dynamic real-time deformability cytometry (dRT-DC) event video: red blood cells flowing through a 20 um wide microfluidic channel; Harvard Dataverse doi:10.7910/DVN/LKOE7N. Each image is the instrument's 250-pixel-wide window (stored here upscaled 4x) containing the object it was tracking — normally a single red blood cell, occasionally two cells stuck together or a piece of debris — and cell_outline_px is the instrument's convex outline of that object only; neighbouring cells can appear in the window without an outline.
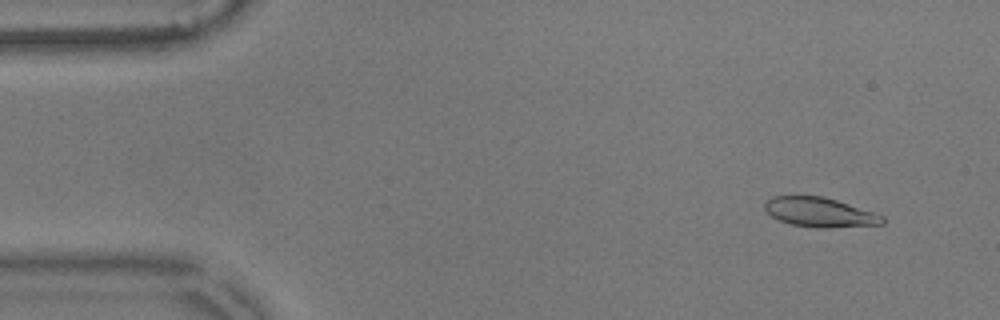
{"species": "common noctule bat (a hibernating species)", "species_latin": "Nyctalus noctula", "temperature_condition": "warm", "stored_images_in_passage": 56, "camera_frame_rate_fps": 3000, "um_per_image_px": 0.085, "animal": {"sex": "male", "body_mass_g": 17.9}, "frame": {"image": 1, "passage_image": 5, "time_ms": 1.333, "image_size_px": [1000, 320], "cell_outline_px": [[884, 224], [828, 228], [816, 228], [792, 224], [780, 220], [772, 216], [764, 208], [764, 204], [772, 196], [824, 196], [884, 216]], "centroid_in_image_um": [69.68, 18.05], "position_along_channel_um": 15.3, "area_um2": 20.0}}
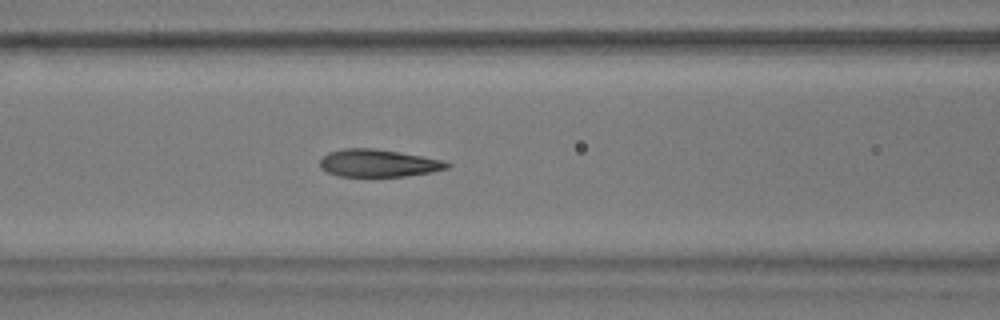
{"frame": {"image": 2, "passage_image": 23, "time_ms": 7.333, "image_size_px": [1000, 320], "cell_outline_px": [[452, 164], [448, 168], [428, 172], [404, 176], [336, 176], [320, 168], [320, 160], [328, 152], [344, 148], [372, 148], [400, 152], [444, 160]], "centroid_in_image_um": [32.14, 13.86], "position_along_channel_um": 134.5, "area_um2": 20.29}}
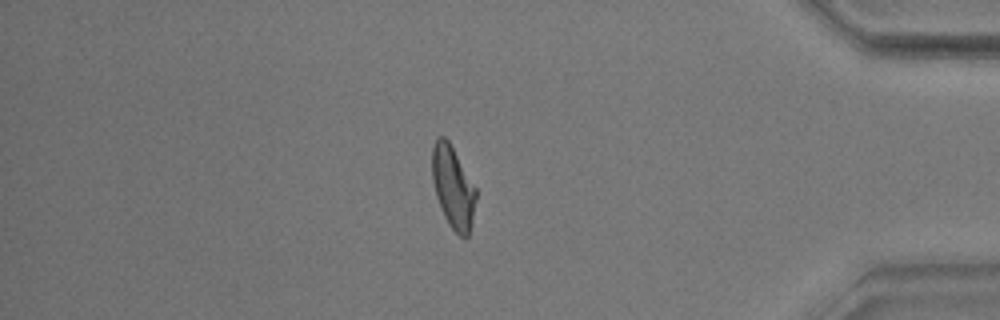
{"frame": {"image": 3, "passage_image": 48, "time_ms": 15.667, "image_size_px": [1000, 320], "cell_outline_px": [[476, 200], [472, 220], [468, 236], [460, 236], [448, 224], [444, 216], [436, 196], [432, 180], [432, 148], [436, 136], [444, 136], [448, 140], [476, 188]], "centroid_in_image_um": [38.49, 15.89], "position_along_channel_um": 396.7, "area_um2": 20.81}, "authors_computed_cell_mechanics": {"area_um2": 20.9814, "velocity_mm_per_s": 3.5858, "shape_relaxation_time_tau1_ms": 4.0537, "shape_relaxation_time_tau2_ms": 1.144, "deformation_change_tau1": 0.1521, "deformation_change_tau2": 0.0772}}